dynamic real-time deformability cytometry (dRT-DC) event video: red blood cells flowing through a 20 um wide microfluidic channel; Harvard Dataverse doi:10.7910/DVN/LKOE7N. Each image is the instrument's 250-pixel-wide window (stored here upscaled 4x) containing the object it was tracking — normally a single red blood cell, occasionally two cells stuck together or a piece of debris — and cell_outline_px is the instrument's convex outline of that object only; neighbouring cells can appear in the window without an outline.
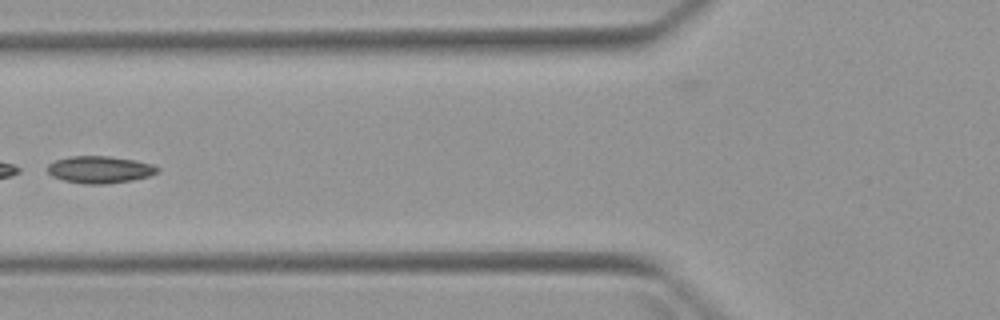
{"species": "Egyptian fruit bat (a non-hibernating species)", "species_latin": "Rousettus aegyptiacus", "temperature_condition": "warm", "stored_images_in_passage": 5, "segment_of_instrument_passage": [2, 2], "camera_frame_rate_fps": 3000, "um_per_image_px": 0.085, "animal": {"sex": "female"}, "frame": {"image": 1, "passage_image": 4, "time_ms": 4.333, "image_size_px": [1000, 320], "cell_outline_px": [[160, 172], [148, 176], [132, 180], [108, 184], [84, 184], [64, 180], [52, 176], [48, 172], [48, 164], [56, 160], [72, 156], [108, 156], [136, 160], [152, 164], [160, 168]], "centroid_in_image_um": [8.52, 14.42], "position_along_channel_um": 117.3, "area_um2": 17.4}}
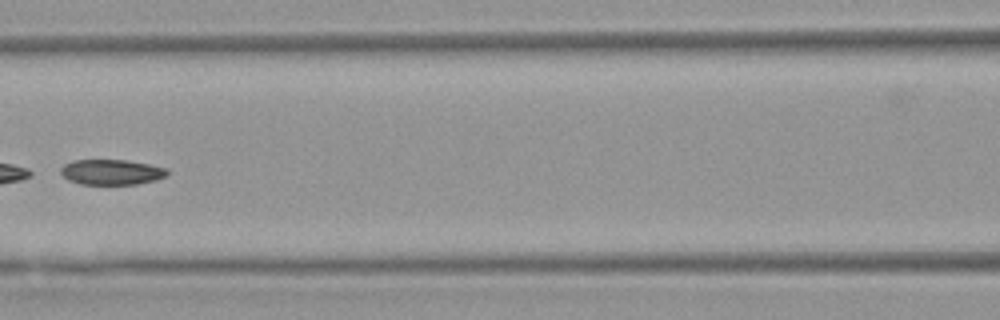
{"frame": {"image": 2, "passage_image": 5, "time_ms": 5.333, "image_size_px": [1000, 320], "cell_outline_px": [[168, 176], [156, 180], [136, 184], [80, 184], [68, 180], [60, 172], [60, 168], [64, 164], [72, 160], [124, 160], [148, 164], [168, 168]], "centroid_in_image_um": [9.48, 14.63], "position_along_channel_um": 157.1, "area_um2": 15.78}}